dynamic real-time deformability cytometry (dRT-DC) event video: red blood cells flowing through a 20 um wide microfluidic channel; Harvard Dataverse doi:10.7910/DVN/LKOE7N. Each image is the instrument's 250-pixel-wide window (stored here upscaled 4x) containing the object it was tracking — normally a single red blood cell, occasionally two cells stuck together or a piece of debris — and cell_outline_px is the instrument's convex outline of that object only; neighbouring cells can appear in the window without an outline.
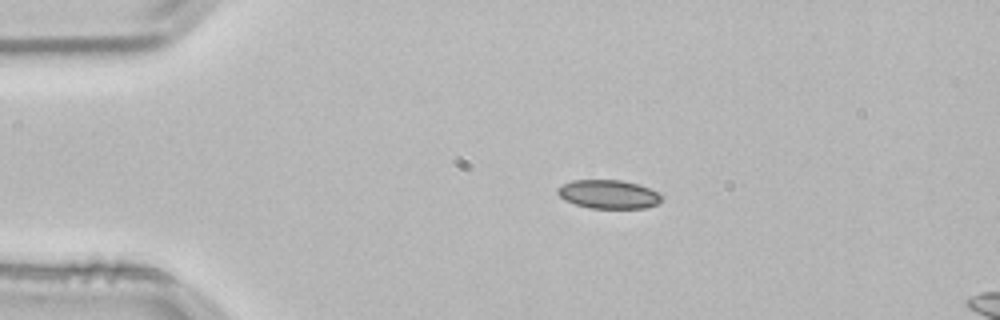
{"species": "common noctule bat (a hibernating species)", "species_latin": "Nyctalus noctula", "temperature_condition": "room temperature", "stored_images_in_passage": 6, "camera_frame_rate_fps": 3000, "um_per_image_px": 0.085, "animal": {"sex": "male", "body_mass_g": 21.5, "forearm_length_mm": 52.0}, "frame": {"image": 1, "passage_image": 1, "time_ms": 0.0, "image_size_px": [1000, 320], "cell_outline_px": [[660, 200], [656, 204], [644, 208], [588, 208], [564, 200], [556, 192], [556, 188], [572, 180], [620, 180], [636, 184], [648, 188], [656, 192], [660, 196]], "centroid_in_image_um": [51.65, 16.51], "position_along_channel_um": 33.3, "area_um2": 17.11}}